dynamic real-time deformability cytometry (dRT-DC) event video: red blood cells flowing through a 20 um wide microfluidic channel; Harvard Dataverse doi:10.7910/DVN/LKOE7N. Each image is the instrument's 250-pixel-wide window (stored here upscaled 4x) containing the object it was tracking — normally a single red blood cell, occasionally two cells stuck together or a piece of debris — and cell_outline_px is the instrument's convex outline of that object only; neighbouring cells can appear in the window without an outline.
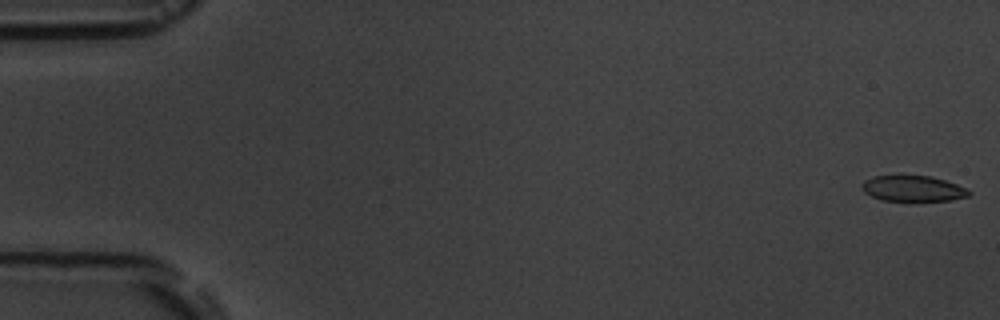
{"species": "common noctule bat (a hibernating species)", "species_latin": "Nyctalus noctula", "temperature_condition": "room temperature", "stored_images_in_passage": 5, "camera_frame_rate_fps": 3000, "um_per_image_px": 0.085, "animal": {"sex": "male", "body_mass_g": 19.5, "forearm_length_mm": 54.6}, "frame": {"image": 1, "passage_image": 1, "time_ms": 0.0, "image_size_px": [1000, 320], "cell_outline_px": [[972, 192], [968, 196], [952, 200], [880, 200], [864, 192], [860, 184], [864, 180], [872, 176], [932, 176], [968, 188]], "centroid_in_image_um": [77.6, 16.02], "position_along_channel_um": 7.4, "area_um2": 15.95}}